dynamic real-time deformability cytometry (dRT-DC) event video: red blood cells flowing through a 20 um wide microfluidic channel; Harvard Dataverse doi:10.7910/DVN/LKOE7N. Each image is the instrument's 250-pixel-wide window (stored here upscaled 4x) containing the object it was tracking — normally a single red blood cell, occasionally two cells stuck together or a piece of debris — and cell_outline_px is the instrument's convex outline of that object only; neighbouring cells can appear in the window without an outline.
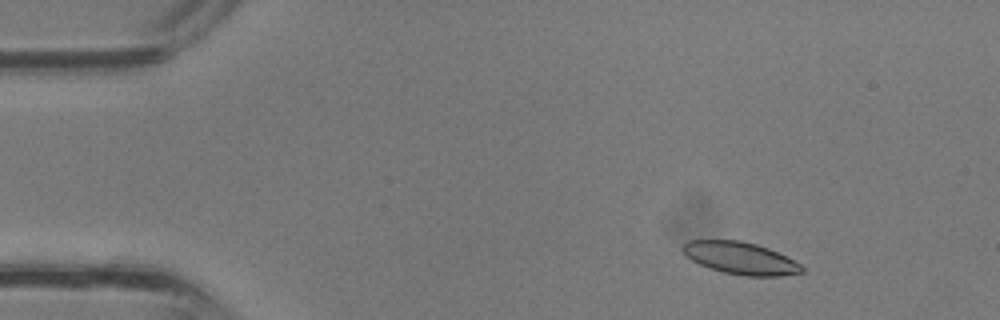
{"species": "common noctule bat (a hibernating species)", "species_latin": "Nyctalus noctula", "temperature_condition": "room temperature", "stored_images_in_passage": 36, "camera_frame_rate_fps": 3000, "um_per_image_px": 0.085, "animal": {"sex": "male", "body_mass_g": 13.3}, "frame": {"image": 1, "passage_image": 5, "time_ms": 1.333, "image_size_px": [1000, 320], "cell_outline_px": [[804, 272], [780, 276], [744, 276], [724, 272], [700, 264], [692, 260], [680, 248], [688, 240], [740, 240], [756, 244], [768, 248], [800, 264], [804, 268]], "centroid_in_image_um": [62.93, 21.94], "position_along_channel_um": 22.1, "area_um2": 22.08}}
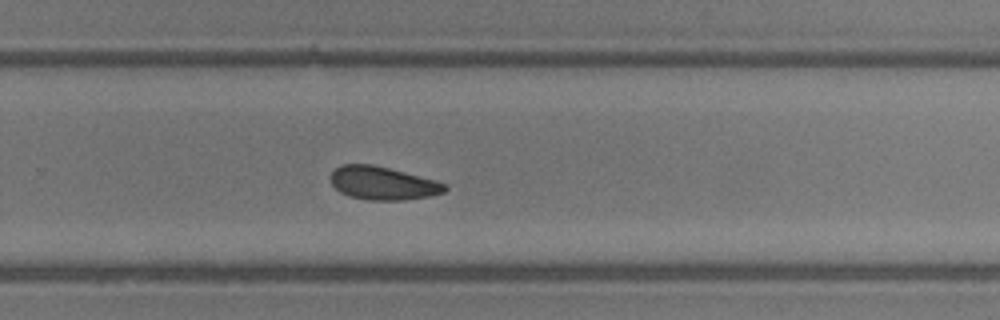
{"frame": {"image": 2, "passage_image": 24, "time_ms": 7.667, "image_size_px": [1000, 320], "cell_outline_px": [[448, 188], [444, 192], [428, 196], [400, 200], [368, 200], [348, 196], [340, 192], [332, 184], [332, 172], [340, 164], [372, 164], [436, 180], [448, 184]], "centroid_in_image_um": [32.55, 15.57], "position_along_channel_um": 297.3, "area_um2": 21.96}}
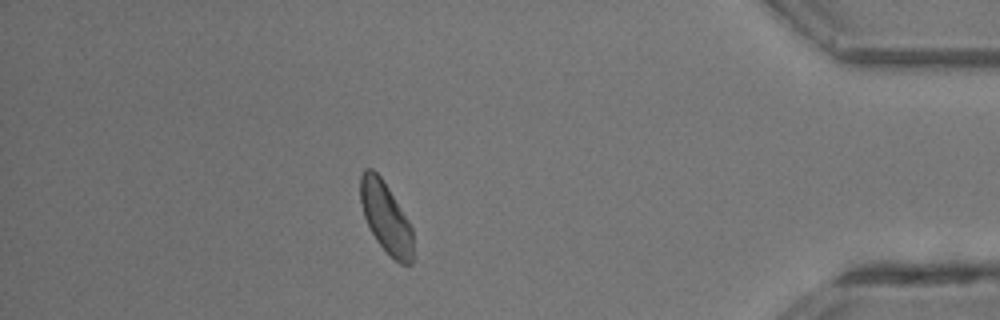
{"frame": {"image": 3, "passage_image": 32, "time_ms": 10.333, "image_size_px": [1000, 320], "cell_outline_px": [[412, 264], [400, 264], [376, 240], [364, 216], [360, 200], [360, 176], [364, 168], [372, 168], [380, 176], [388, 188], [408, 220], [412, 228]], "centroid_in_image_um": [32.78, 18.46], "position_along_channel_um": 402.4, "area_um2": 21.27}}